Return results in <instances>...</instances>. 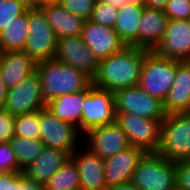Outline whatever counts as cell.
<instances>
[{"label": "cell", "instance_id": "cell-25", "mask_svg": "<svg viewBox=\"0 0 190 190\" xmlns=\"http://www.w3.org/2000/svg\"><path fill=\"white\" fill-rule=\"evenodd\" d=\"M28 37V10L0 32V52L24 50Z\"/></svg>", "mask_w": 190, "mask_h": 190}, {"label": "cell", "instance_id": "cell-37", "mask_svg": "<svg viewBox=\"0 0 190 190\" xmlns=\"http://www.w3.org/2000/svg\"><path fill=\"white\" fill-rule=\"evenodd\" d=\"M23 171L0 172V190H15V181Z\"/></svg>", "mask_w": 190, "mask_h": 190}, {"label": "cell", "instance_id": "cell-22", "mask_svg": "<svg viewBox=\"0 0 190 190\" xmlns=\"http://www.w3.org/2000/svg\"><path fill=\"white\" fill-rule=\"evenodd\" d=\"M68 158L70 156L62 150L45 147L36 160L23 170V174L45 185Z\"/></svg>", "mask_w": 190, "mask_h": 190}, {"label": "cell", "instance_id": "cell-18", "mask_svg": "<svg viewBox=\"0 0 190 190\" xmlns=\"http://www.w3.org/2000/svg\"><path fill=\"white\" fill-rule=\"evenodd\" d=\"M163 106L166 114L190 112V61H176L174 82Z\"/></svg>", "mask_w": 190, "mask_h": 190}, {"label": "cell", "instance_id": "cell-10", "mask_svg": "<svg viewBox=\"0 0 190 190\" xmlns=\"http://www.w3.org/2000/svg\"><path fill=\"white\" fill-rule=\"evenodd\" d=\"M83 115L80 132L84 135L90 129L116 122L114 93L89 86V93L83 101Z\"/></svg>", "mask_w": 190, "mask_h": 190}, {"label": "cell", "instance_id": "cell-38", "mask_svg": "<svg viewBox=\"0 0 190 190\" xmlns=\"http://www.w3.org/2000/svg\"><path fill=\"white\" fill-rule=\"evenodd\" d=\"M142 3L149 8L164 11L167 5V0H144Z\"/></svg>", "mask_w": 190, "mask_h": 190}, {"label": "cell", "instance_id": "cell-19", "mask_svg": "<svg viewBox=\"0 0 190 190\" xmlns=\"http://www.w3.org/2000/svg\"><path fill=\"white\" fill-rule=\"evenodd\" d=\"M169 18L163 10L143 7L138 31V48L154 51L163 39Z\"/></svg>", "mask_w": 190, "mask_h": 190}, {"label": "cell", "instance_id": "cell-8", "mask_svg": "<svg viewBox=\"0 0 190 190\" xmlns=\"http://www.w3.org/2000/svg\"><path fill=\"white\" fill-rule=\"evenodd\" d=\"M162 121L130 113H116V123L128 137L130 145L142 149L145 153L157 152Z\"/></svg>", "mask_w": 190, "mask_h": 190}, {"label": "cell", "instance_id": "cell-2", "mask_svg": "<svg viewBox=\"0 0 190 190\" xmlns=\"http://www.w3.org/2000/svg\"><path fill=\"white\" fill-rule=\"evenodd\" d=\"M36 72L46 104L63 94L83 91L92 84V79L85 73L56 59L38 62Z\"/></svg>", "mask_w": 190, "mask_h": 190}, {"label": "cell", "instance_id": "cell-41", "mask_svg": "<svg viewBox=\"0 0 190 190\" xmlns=\"http://www.w3.org/2000/svg\"><path fill=\"white\" fill-rule=\"evenodd\" d=\"M107 190H139L131 181L118 184L117 186H113L108 188Z\"/></svg>", "mask_w": 190, "mask_h": 190}, {"label": "cell", "instance_id": "cell-42", "mask_svg": "<svg viewBox=\"0 0 190 190\" xmlns=\"http://www.w3.org/2000/svg\"><path fill=\"white\" fill-rule=\"evenodd\" d=\"M30 8L41 7L44 5V0H24Z\"/></svg>", "mask_w": 190, "mask_h": 190}, {"label": "cell", "instance_id": "cell-32", "mask_svg": "<svg viewBox=\"0 0 190 190\" xmlns=\"http://www.w3.org/2000/svg\"><path fill=\"white\" fill-rule=\"evenodd\" d=\"M164 12L169 19L190 20V0H167Z\"/></svg>", "mask_w": 190, "mask_h": 190}, {"label": "cell", "instance_id": "cell-24", "mask_svg": "<svg viewBox=\"0 0 190 190\" xmlns=\"http://www.w3.org/2000/svg\"><path fill=\"white\" fill-rule=\"evenodd\" d=\"M89 93V87L73 94H63L51 100L46 107L60 120L73 124L80 131L83 115V101Z\"/></svg>", "mask_w": 190, "mask_h": 190}, {"label": "cell", "instance_id": "cell-29", "mask_svg": "<svg viewBox=\"0 0 190 190\" xmlns=\"http://www.w3.org/2000/svg\"><path fill=\"white\" fill-rule=\"evenodd\" d=\"M29 8L24 0H4L0 4V32Z\"/></svg>", "mask_w": 190, "mask_h": 190}, {"label": "cell", "instance_id": "cell-4", "mask_svg": "<svg viewBox=\"0 0 190 190\" xmlns=\"http://www.w3.org/2000/svg\"><path fill=\"white\" fill-rule=\"evenodd\" d=\"M156 153L175 163L190 159V112L166 115Z\"/></svg>", "mask_w": 190, "mask_h": 190}, {"label": "cell", "instance_id": "cell-11", "mask_svg": "<svg viewBox=\"0 0 190 190\" xmlns=\"http://www.w3.org/2000/svg\"><path fill=\"white\" fill-rule=\"evenodd\" d=\"M46 107L37 72L25 77L18 85L9 88L4 109L18 116L37 112Z\"/></svg>", "mask_w": 190, "mask_h": 190}, {"label": "cell", "instance_id": "cell-6", "mask_svg": "<svg viewBox=\"0 0 190 190\" xmlns=\"http://www.w3.org/2000/svg\"><path fill=\"white\" fill-rule=\"evenodd\" d=\"M40 140L45 147L62 150L71 156L83 142L76 126L58 119L47 107L39 110Z\"/></svg>", "mask_w": 190, "mask_h": 190}, {"label": "cell", "instance_id": "cell-40", "mask_svg": "<svg viewBox=\"0 0 190 190\" xmlns=\"http://www.w3.org/2000/svg\"><path fill=\"white\" fill-rule=\"evenodd\" d=\"M100 1L108 3L117 9H120L122 6L129 5L134 0H100Z\"/></svg>", "mask_w": 190, "mask_h": 190}, {"label": "cell", "instance_id": "cell-33", "mask_svg": "<svg viewBox=\"0 0 190 190\" xmlns=\"http://www.w3.org/2000/svg\"><path fill=\"white\" fill-rule=\"evenodd\" d=\"M19 168L17 159L11 149L10 142L0 143V172H18Z\"/></svg>", "mask_w": 190, "mask_h": 190}, {"label": "cell", "instance_id": "cell-30", "mask_svg": "<svg viewBox=\"0 0 190 190\" xmlns=\"http://www.w3.org/2000/svg\"><path fill=\"white\" fill-rule=\"evenodd\" d=\"M118 9L114 6L97 0L90 16V21L108 27H114Z\"/></svg>", "mask_w": 190, "mask_h": 190}, {"label": "cell", "instance_id": "cell-23", "mask_svg": "<svg viewBox=\"0 0 190 190\" xmlns=\"http://www.w3.org/2000/svg\"><path fill=\"white\" fill-rule=\"evenodd\" d=\"M144 4L134 0L127 6L118 9L114 30L126 46L138 48L139 22L141 21Z\"/></svg>", "mask_w": 190, "mask_h": 190}, {"label": "cell", "instance_id": "cell-5", "mask_svg": "<svg viewBox=\"0 0 190 190\" xmlns=\"http://www.w3.org/2000/svg\"><path fill=\"white\" fill-rule=\"evenodd\" d=\"M176 60L149 51L144 59L138 86L150 96L164 102L173 85Z\"/></svg>", "mask_w": 190, "mask_h": 190}, {"label": "cell", "instance_id": "cell-3", "mask_svg": "<svg viewBox=\"0 0 190 190\" xmlns=\"http://www.w3.org/2000/svg\"><path fill=\"white\" fill-rule=\"evenodd\" d=\"M131 182L139 190L176 189L177 163L157 153H145L137 164Z\"/></svg>", "mask_w": 190, "mask_h": 190}, {"label": "cell", "instance_id": "cell-27", "mask_svg": "<svg viewBox=\"0 0 190 190\" xmlns=\"http://www.w3.org/2000/svg\"><path fill=\"white\" fill-rule=\"evenodd\" d=\"M45 189L80 190V174L71 157L50 177L45 184Z\"/></svg>", "mask_w": 190, "mask_h": 190}, {"label": "cell", "instance_id": "cell-21", "mask_svg": "<svg viewBox=\"0 0 190 190\" xmlns=\"http://www.w3.org/2000/svg\"><path fill=\"white\" fill-rule=\"evenodd\" d=\"M39 8L44 12L57 39L62 37L81 36L85 23L83 18L75 16L60 3L45 4Z\"/></svg>", "mask_w": 190, "mask_h": 190}, {"label": "cell", "instance_id": "cell-7", "mask_svg": "<svg viewBox=\"0 0 190 190\" xmlns=\"http://www.w3.org/2000/svg\"><path fill=\"white\" fill-rule=\"evenodd\" d=\"M57 37L39 8L28 9V37L24 51L36 63L54 59Z\"/></svg>", "mask_w": 190, "mask_h": 190}, {"label": "cell", "instance_id": "cell-1", "mask_svg": "<svg viewBox=\"0 0 190 190\" xmlns=\"http://www.w3.org/2000/svg\"><path fill=\"white\" fill-rule=\"evenodd\" d=\"M148 52L147 49L126 46L123 50L100 60L92 85L112 92L138 85Z\"/></svg>", "mask_w": 190, "mask_h": 190}, {"label": "cell", "instance_id": "cell-16", "mask_svg": "<svg viewBox=\"0 0 190 190\" xmlns=\"http://www.w3.org/2000/svg\"><path fill=\"white\" fill-rule=\"evenodd\" d=\"M80 174V190H107L104 160L87 148L84 143L70 156Z\"/></svg>", "mask_w": 190, "mask_h": 190}, {"label": "cell", "instance_id": "cell-39", "mask_svg": "<svg viewBox=\"0 0 190 190\" xmlns=\"http://www.w3.org/2000/svg\"><path fill=\"white\" fill-rule=\"evenodd\" d=\"M7 94H8V88L5 82L3 81L1 73H0V109H3L5 107Z\"/></svg>", "mask_w": 190, "mask_h": 190}, {"label": "cell", "instance_id": "cell-14", "mask_svg": "<svg viewBox=\"0 0 190 190\" xmlns=\"http://www.w3.org/2000/svg\"><path fill=\"white\" fill-rule=\"evenodd\" d=\"M154 52L163 58L190 61V21L169 19L163 39Z\"/></svg>", "mask_w": 190, "mask_h": 190}, {"label": "cell", "instance_id": "cell-9", "mask_svg": "<svg viewBox=\"0 0 190 190\" xmlns=\"http://www.w3.org/2000/svg\"><path fill=\"white\" fill-rule=\"evenodd\" d=\"M116 113H130L143 118L164 120L163 102L142 90L138 85L115 90Z\"/></svg>", "mask_w": 190, "mask_h": 190}, {"label": "cell", "instance_id": "cell-17", "mask_svg": "<svg viewBox=\"0 0 190 190\" xmlns=\"http://www.w3.org/2000/svg\"><path fill=\"white\" fill-rule=\"evenodd\" d=\"M145 152L130 146L104 160V176L107 188L130 182L139 160Z\"/></svg>", "mask_w": 190, "mask_h": 190}, {"label": "cell", "instance_id": "cell-35", "mask_svg": "<svg viewBox=\"0 0 190 190\" xmlns=\"http://www.w3.org/2000/svg\"><path fill=\"white\" fill-rule=\"evenodd\" d=\"M177 188L190 190V159L177 163Z\"/></svg>", "mask_w": 190, "mask_h": 190}, {"label": "cell", "instance_id": "cell-28", "mask_svg": "<svg viewBox=\"0 0 190 190\" xmlns=\"http://www.w3.org/2000/svg\"><path fill=\"white\" fill-rule=\"evenodd\" d=\"M15 136L40 139L39 111L15 116Z\"/></svg>", "mask_w": 190, "mask_h": 190}, {"label": "cell", "instance_id": "cell-34", "mask_svg": "<svg viewBox=\"0 0 190 190\" xmlns=\"http://www.w3.org/2000/svg\"><path fill=\"white\" fill-rule=\"evenodd\" d=\"M15 116L11 115L6 109H0V143L10 142L15 136Z\"/></svg>", "mask_w": 190, "mask_h": 190}, {"label": "cell", "instance_id": "cell-36", "mask_svg": "<svg viewBox=\"0 0 190 190\" xmlns=\"http://www.w3.org/2000/svg\"><path fill=\"white\" fill-rule=\"evenodd\" d=\"M15 190H46L45 185L29 179L25 174H21L15 181Z\"/></svg>", "mask_w": 190, "mask_h": 190}, {"label": "cell", "instance_id": "cell-31", "mask_svg": "<svg viewBox=\"0 0 190 190\" xmlns=\"http://www.w3.org/2000/svg\"><path fill=\"white\" fill-rule=\"evenodd\" d=\"M97 0H61L60 4L69 12L85 21L90 19Z\"/></svg>", "mask_w": 190, "mask_h": 190}, {"label": "cell", "instance_id": "cell-13", "mask_svg": "<svg viewBox=\"0 0 190 190\" xmlns=\"http://www.w3.org/2000/svg\"><path fill=\"white\" fill-rule=\"evenodd\" d=\"M83 136L82 143L103 160L131 146L116 122L94 127Z\"/></svg>", "mask_w": 190, "mask_h": 190}, {"label": "cell", "instance_id": "cell-43", "mask_svg": "<svg viewBox=\"0 0 190 190\" xmlns=\"http://www.w3.org/2000/svg\"><path fill=\"white\" fill-rule=\"evenodd\" d=\"M61 0H44V5L45 4H51V3H60Z\"/></svg>", "mask_w": 190, "mask_h": 190}, {"label": "cell", "instance_id": "cell-15", "mask_svg": "<svg viewBox=\"0 0 190 190\" xmlns=\"http://www.w3.org/2000/svg\"><path fill=\"white\" fill-rule=\"evenodd\" d=\"M81 37L99 61L126 47L114 28L90 20L85 21Z\"/></svg>", "mask_w": 190, "mask_h": 190}, {"label": "cell", "instance_id": "cell-20", "mask_svg": "<svg viewBox=\"0 0 190 190\" xmlns=\"http://www.w3.org/2000/svg\"><path fill=\"white\" fill-rule=\"evenodd\" d=\"M36 64L24 50L0 52V73L8 89L35 72Z\"/></svg>", "mask_w": 190, "mask_h": 190}, {"label": "cell", "instance_id": "cell-26", "mask_svg": "<svg viewBox=\"0 0 190 190\" xmlns=\"http://www.w3.org/2000/svg\"><path fill=\"white\" fill-rule=\"evenodd\" d=\"M10 146L22 171L34 162L45 148V144L40 139L20 136H14L10 140Z\"/></svg>", "mask_w": 190, "mask_h": 190}, {"label": "cell", "instance_id": "cell-12", "mask_svg": "<svg viewBox=\"0 0 190 190\" xmlns=\"http://www.w3.org/2000/svg\"><path fill=\"white\" fill-rule=\"evenodd\" d=\"M54 59L85 73L91 79L96 76L100 63L81 36L57 39Z\"/></svg>", "mask_w": 190, "mask_h": 190}]
</instances>
